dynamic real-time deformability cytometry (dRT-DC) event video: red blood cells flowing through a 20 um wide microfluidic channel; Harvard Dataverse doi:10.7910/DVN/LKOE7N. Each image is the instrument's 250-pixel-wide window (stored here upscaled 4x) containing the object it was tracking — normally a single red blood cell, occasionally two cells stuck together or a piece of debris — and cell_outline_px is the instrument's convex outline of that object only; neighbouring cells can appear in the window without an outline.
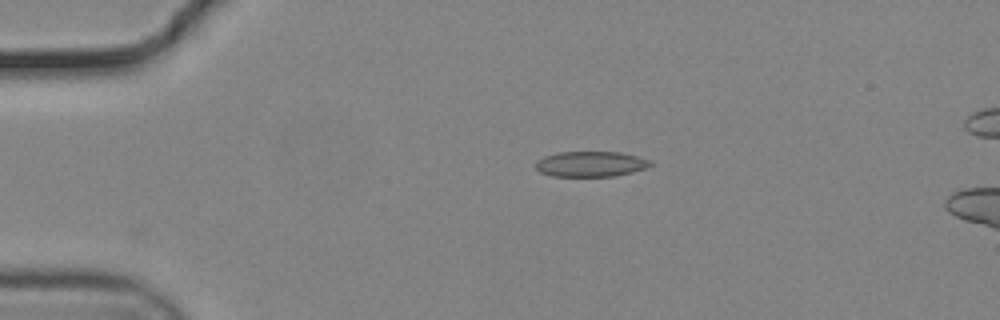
{"species": "common noctule bat (a hibernating species)", "species_latin": "Nyctalus noctula", "temperature_condition": "cold", "stored_images_in_passage": 6, "camera_frame_rate_fps": 3000, "um_per_image_px": 0.085, "animal": {"sex": "male", "body_mass_g": 19.2, "forearm_length_mm": 51.8}, "frame": {"image": 1, "passage_image": 1, "time_ms": 0.0, "image_size_px": [1000, 320], "cell_outline_px": [[652, 164], [648, 168], [616, 176], [552, 176], [540, 172], [536, 168], [536, 160], [544, 156], [560, 152], [620, 152], [652, 160]], "centroid_in_image_um": [50.23, 13.94], "position_along_channel_um": 34.8, "area_um2": 17.05}}